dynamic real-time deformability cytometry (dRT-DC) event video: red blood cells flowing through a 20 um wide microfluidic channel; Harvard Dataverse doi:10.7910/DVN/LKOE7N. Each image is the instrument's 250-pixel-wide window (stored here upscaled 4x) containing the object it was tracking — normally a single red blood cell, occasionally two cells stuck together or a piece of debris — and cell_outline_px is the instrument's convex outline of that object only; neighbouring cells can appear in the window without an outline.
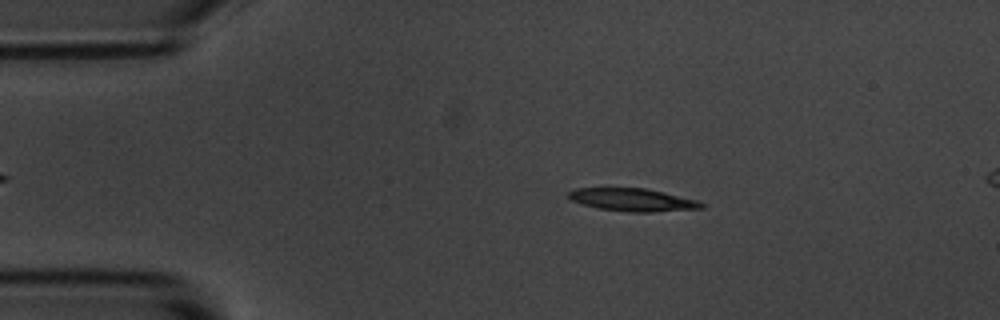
{"species": "common noctule bat (a hibernating species)", "species_latin": "Nyctalus noctula", "temperature_condition": "room temperature", "stored_images_in_passage": 15, "camera_frame_rate_fps": 3000, "um_per_image_px": 0.085, "animal": {"sex": "male", "body_mass_g": 20.1, "forearm_length_mm": 53.5}, "frame": {"image": 1, "passage_image": 9, "time_ms": 2.667, "image_size_px": [1000, 320], "cell_outline_px": [[704, 208], [652, 212], [628, 212], [600, 208], [584, 204], [572, 200], [564, 196], [572, 188], [644, 188], [664, 192], [696, 200], [704, 204]], "centroid_in_image_um": [53.73, 16.98], "position_along_channel_um": 31.3, "area_um2": 17.57}}